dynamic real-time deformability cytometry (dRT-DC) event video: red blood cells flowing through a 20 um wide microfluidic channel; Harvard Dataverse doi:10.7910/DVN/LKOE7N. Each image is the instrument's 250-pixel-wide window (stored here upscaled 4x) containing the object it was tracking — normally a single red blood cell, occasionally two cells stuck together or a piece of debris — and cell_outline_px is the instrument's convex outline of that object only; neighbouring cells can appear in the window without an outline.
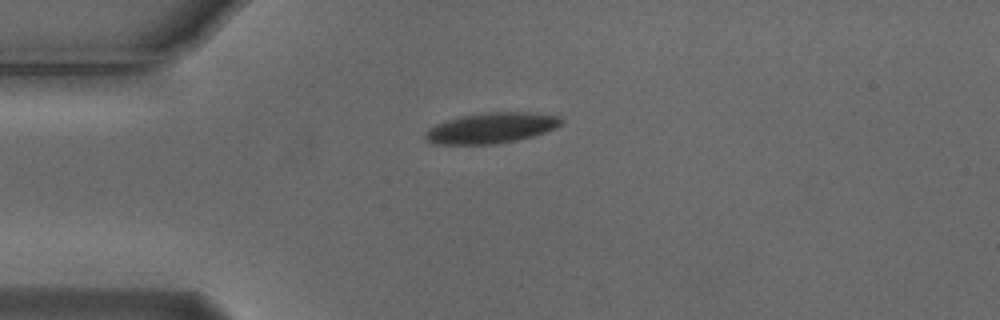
{"species": "Egyptian fruit bat (a non-hibernating species)", "species_latin": "Rousettus aegyptiacus", "temperature_condition": "cold", "stored_images_in_passage": 5, "camera_frame_rate_fps": 3000, "um_per_image_px": 0.085, "animal": {"sex": "male"}, "frame": {"image": 1, "passage_image": 1, "time_ms": 0.0, "image_size_px": [1000, 320], "cell_outline_px": [[564, 124], [556, 128], [532, 136], [516, 140], [492, 144], [432, 144], [424, 140], [424, 132], [428, 128], [436, 124], [460, 116], [484, 112], [532, 112], [560, 116], [564, 120]], "centroid_in_image_um": [41.76, 10.87], "position_along_channel_um": 43.2, "area_um2": 24.45}}
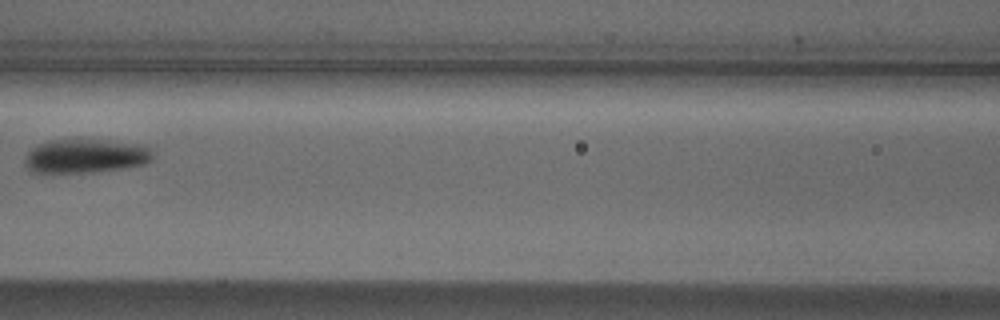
{"frame": {"image": 2, "passage_image": 4, "time_ms": 1.0, "image_size_px": [1000, 320], "cell_outline_px": [[156, 156], [148, 164], [124, 168], [96, 172], [32, 172], [24, 164], [24, 156], [36, 144], [48, 140], [100, 140], [144, 144]], "centroid_in_image_um": [7.3, 13.26], "position_along_channel_um": 159.3, "area_um2": 25.61}}
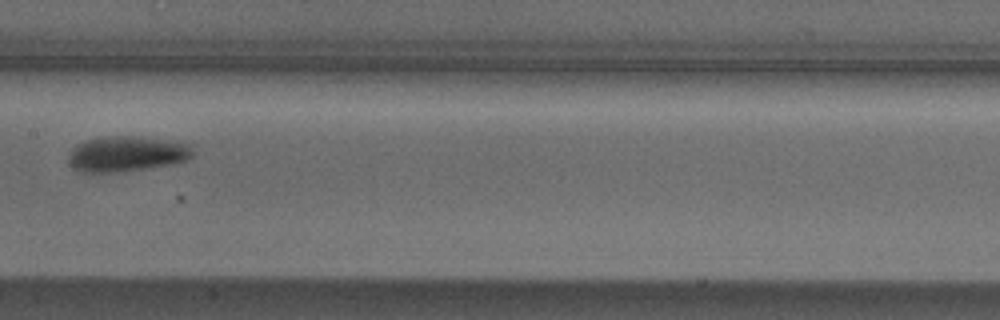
{"frame": {"image": 3, "passage_image": 5, "time_ms": 1.333, "image_size_px": [1000, 320], "cell_outline_px": [[192, 156], [184, 160], [168, 164], [116, 172], [84, 172], [72, 168], [68, 164], [68, 156], [72, 148], [76, 144], [100, 136], [128, 136], [192, 144]], "centroid_in_image_um": [10.67, 13.07], "position_along_channel_um": 196.7, "area_um2": 25.14}}